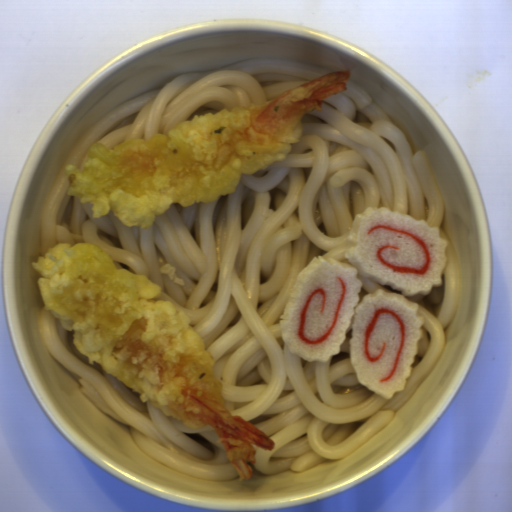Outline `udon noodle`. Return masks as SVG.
Masks as SVG:
<instances>
[{"mask_svg":"<svg viewBox=\"0 0 512 512\" xmlns=\"http://www.w3.org/2000/svg\"><path fill=\"white\" fill-rule=\"evenodd\" d=\"M289 59L240 62L192 72L129 100L94 121L78 139L46 196L42 256L57 243H93L116 268L142 275L173 302L213 355L226 407L269 437L252 470L308 471L358 450L409 400L435 367L459 302L457 252L441 229L446 204L423 151L347 78L346 90L303 117L298 141L281 162L244 174L213 202L157 214L128 227L111 211L69 196L68 164L86 169L95 143L110 150L165 135L196 114L261 105L331 74ZM388 207L440 227L448 243L442 285L406 297L424 316L418 355L404 390L388 401L357 379L350 327L340 354L307 362L283 341L280 316L301 270L318 255L344 252L358 213Z\"/></svg>","mask_w":512,"mask_h":512,"instance_id":"udon-noodle-1","label":"udon noodle"},{"mask_svg":"<svg viewBox=\"0 0 512 512\" xmlns=\"http://www.w3.org/2000/svg\"><path fill=\"white\" fill-rule=\"evenodd\" d=\"M38 328L51 356L75 379L79 390L96 406L128 425L135 444L166 468L194 477L226 481L239 474L218 437L206 426L190 427L140 399L139 392L88 360L73 344V333L45 304Z\"/></svg>","mask_w":512,"mask_h":512,"instance_id":"udon-noodle-2","label":"udon noodle"},{"mask_svg":"<svg viewBox=\"0 0 512 512\" xmlns=\"http://www.w3.org/2000/svg\"><path fill=\"white\" fill-rule=\"evenodd\" d=\"M357 279H359L362 283L361 290L359 292V303L361 300L366 297L370 293H374L376 290H381L387 293H395L398 295H402V292L398 289H392L388 285L379 284L374 278H366L361 275H356Z\"/></svg>","mask_w":512,"mask_h":512,"instance_id":"udon-noodle-3","label":"udon noodle"}]
</instances>
